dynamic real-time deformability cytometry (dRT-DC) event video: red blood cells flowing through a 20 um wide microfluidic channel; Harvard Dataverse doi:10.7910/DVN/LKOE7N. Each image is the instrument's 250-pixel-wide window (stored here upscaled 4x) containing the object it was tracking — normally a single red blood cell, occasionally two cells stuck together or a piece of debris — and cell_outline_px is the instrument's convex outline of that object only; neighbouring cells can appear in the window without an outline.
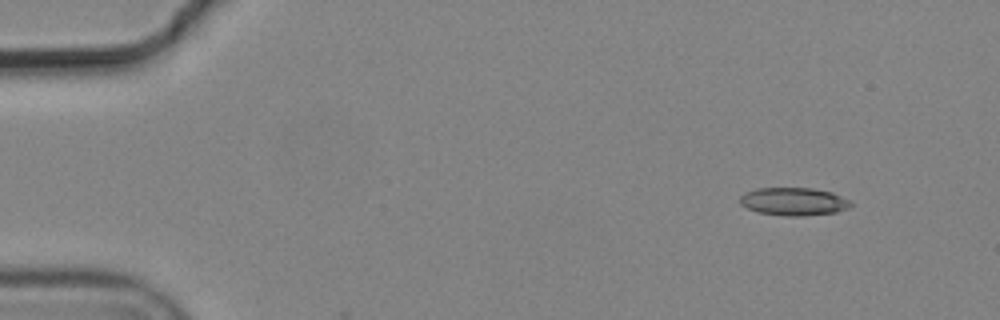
{"species": "common noctule bat (a hibernating species)", "species_latin": "Nyctalus noctula", "temperature_condition": "cold", "stored_images_in_passage": 4, "camera_frame_rate_fps": 3000, "um_per_image_px": 0.085, "animal": {"sex": "male", "body_mass_g": 19.2, "forearm_length_mm": 51.8}, "frame": {"image": 1, "passage_image": 1, "time_ms": 0.0, "image_size_px": [1000, 320], "cell_outline_px": [[852, 204], [848, 208], [836, 212], [800, 216], [788, 216], [760, 212], [748, 208], [740, 204], [740, 196], [744, 192], [756, 188], [812, 188], [832, 192], [852, 200]], "centroid_in_image_um": [67.48, 17.11], "position_along_channel_um": 17.5, "area_um2": 18.03}}
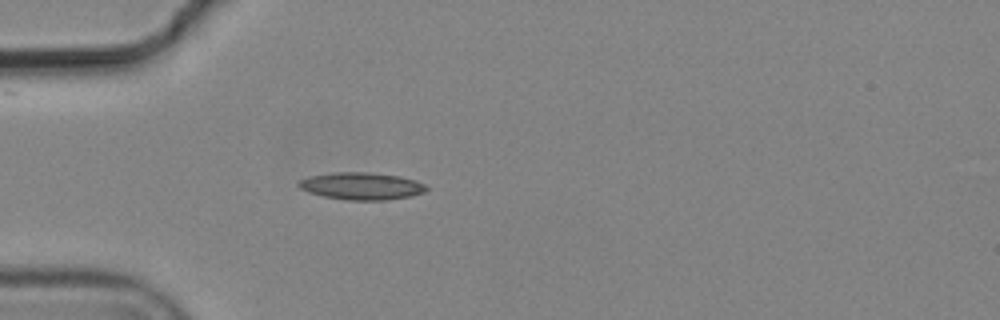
{"frame": {"image": 2, "passage_image": 4, "time_ms": 1.0, "image_size_px": [1000, 320], "cell_outline_px": [[428, 188], [424, 192], [412, 196], [388, 200], [348, 200], [324, 196], [308, 192], [300, 188], [296, 184], [300, 180], [308, 176], [336, 172], [368, 172], [400, 176], [416, 180], [424, 184]], "centroid_in_image_um": [30.74, 15.81], "position_along_channel_um": 54.3, "area_um2": 20.35}}